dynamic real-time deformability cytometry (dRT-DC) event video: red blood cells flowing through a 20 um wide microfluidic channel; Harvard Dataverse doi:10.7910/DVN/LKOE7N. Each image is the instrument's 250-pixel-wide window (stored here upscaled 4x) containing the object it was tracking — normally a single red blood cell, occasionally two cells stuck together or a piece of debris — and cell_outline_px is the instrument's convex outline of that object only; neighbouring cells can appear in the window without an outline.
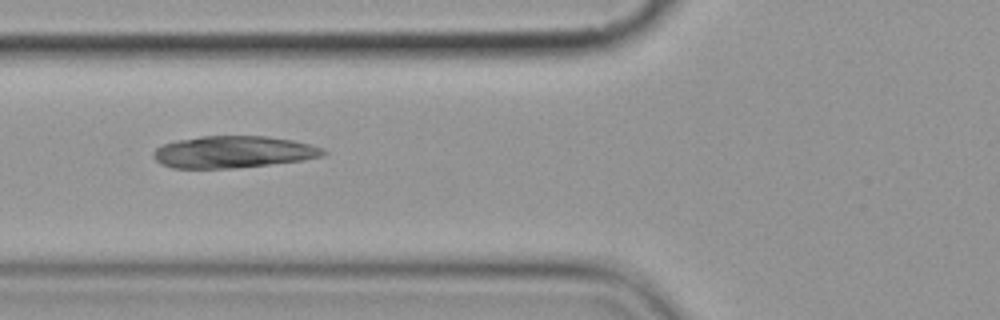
{"species": "common noctule bat (a hibernating species)", "species_latin": "Nyctalus noctula", "temperature_condition": "cold", "stored_images_in_passage": 5, "camera_frame_rate_fps": 3000, "um_per_image_px": 0.085, "animal": {"sex": "female", "body_mass_g": 19.9}, "frame": {"image": 1, "passage_image": 2, "time_ms": 1.0, "image_size_px": [1000, 320], "cell_outline_px": [[328, 152], [324, 156], [304, 160], [232, 168], [172, 168], [160, 164], [152, 156], [152, 152], [156, 148], [164, 144], [176, 140], [200, 136], [268, 136], [292, 140], [312, 144], [324, 148]], "centroid_in_image_um": [19.84, 12.91], "position_along_channel_um": 106.0, "area_um2": 31.79}}
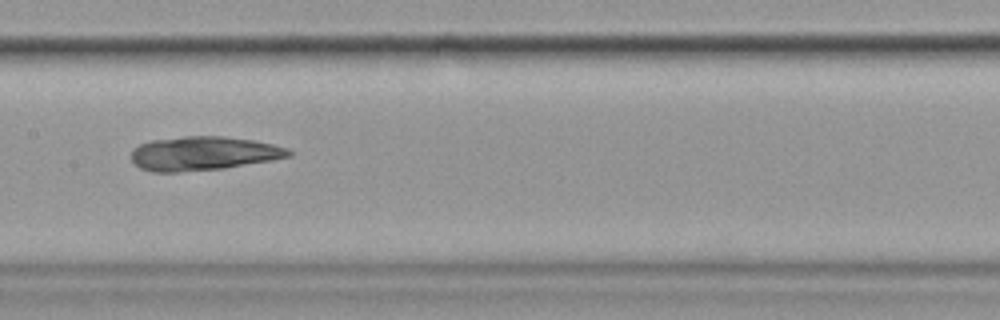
{"frame": {"image": 2, "passage_image": 4, "time_ms": 3.333, "image_size_px": [1000, 320], "cell_outline_px": [[292, 156], [272, 160], [224, 168], [180, 172], [152, 172], [140, 168], [132, 164], [132, 148], [140, 144], [152, 140], [184, 136], [224, 136], [252, 140], [272, 144], [288, 148], [292, 152]], "centroid_in_image_um": [17.26, 13.04], "position_along_channel_um": 190.1, "area_um2": 31.27}}
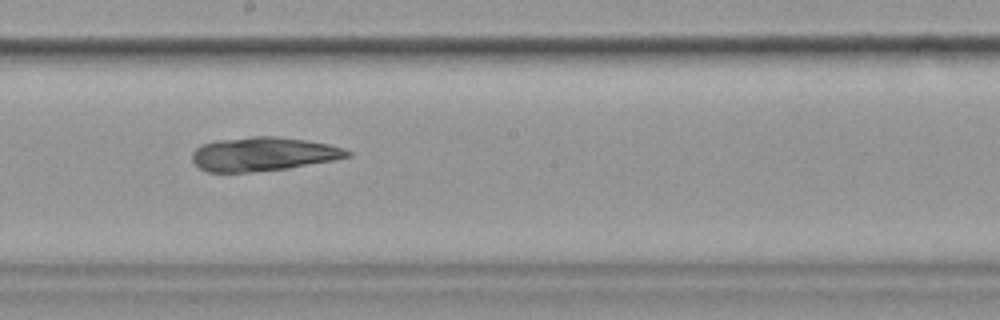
{"frame": {"image": 3, "passage_image": 5, "time_ms": 4.333, "image_size_px": [1000, 320], "cell_outline_px": [[352, 156], [332, 160], [288, 168], [252, 172], [208, 172], [200, 168], [192, 160], [192, 152], [200, 144], [216, 140], [252, 136], [276, 136], [304, 140], [328, 144], [344, 148], [352, 152]], "centroid_in_image_um": [22.35, 13.09], "position_along_channel_um": 225.9, "area_um2": 30.63}}